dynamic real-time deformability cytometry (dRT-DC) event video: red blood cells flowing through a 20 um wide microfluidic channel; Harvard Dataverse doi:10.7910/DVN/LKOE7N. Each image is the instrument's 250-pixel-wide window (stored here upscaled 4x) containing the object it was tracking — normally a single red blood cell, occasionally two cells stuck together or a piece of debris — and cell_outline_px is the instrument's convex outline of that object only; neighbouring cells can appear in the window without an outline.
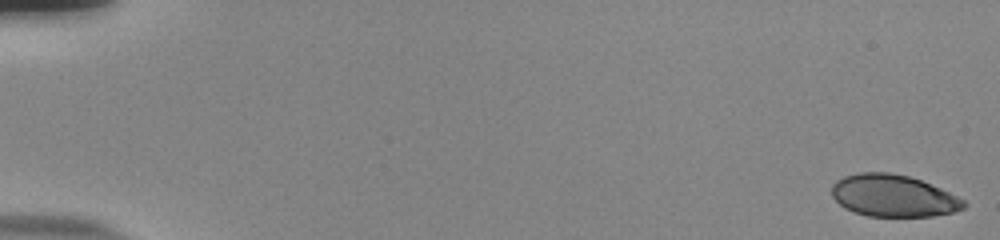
{"species": "human", "species_latin": "Homo sapiens", "temperature_condition": "room temperature", "stored_images_in_passage": 54, "camera_frame_rate_fps": 3000, "um_per_image_px": 0.085, "donor": {"sex": "male"}, "frame": {"image": 1, "passage_image": 1, "time_ms": 0.0, "image_size_px": [1000, 240], "cell_outline_px": [[968, 204], [964, 208], [952, 212], [932, 216], [868, 216], [844, 208], [832, 196], [832, 184], [836, 180], [844, 176], [856, 172], [888, 172], [908, 176], [920, 180], [940, 188], [964, 200]], "centroid_in_image_um": [75.9, 16.63], "position_along_channel_um": 9.1, "area_um2": 32.19}}
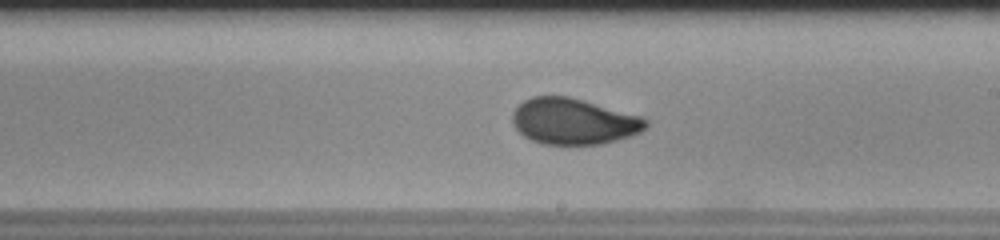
{"frame": {"image": 2, "passage_image": 33, "time_ms": 10.667, "image_size_px": [1000, 240], "cell_outline_px": [[648, 124], [640, 132], [632, 136], [600, 144], [544, 144], [532, 140], [524, 136], [512, 124], [512, 112], [524, 100], [532, 96], [568, 96], [584, 100], [644, 116], [648, 120]], "centroid_in_image_um": [48.78, 10.31], "position_along_channel_um": 240.2, "area_um2": 35.95}}
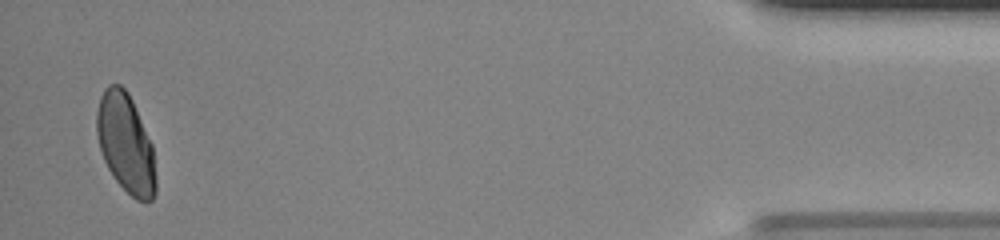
{"frame": {"image": 3, "passage_image": 53, "time_ms": 17.333, "image_size_px": [1000, 240], "cell_outline_px": [[156, 192], [152, 200], [136, 200], [112, 176], [104, 160], [100, 148], [96, 132], [96, 112], [100, 96], [104, 88], [108, 84], [120, 84], [128, 92], [132, 100], [152, 144], [156, 176]], "centroid_in_image_um": [10.67, 12.16], "position_along_channel_um": 424.5, "area_um2": 34.04}}